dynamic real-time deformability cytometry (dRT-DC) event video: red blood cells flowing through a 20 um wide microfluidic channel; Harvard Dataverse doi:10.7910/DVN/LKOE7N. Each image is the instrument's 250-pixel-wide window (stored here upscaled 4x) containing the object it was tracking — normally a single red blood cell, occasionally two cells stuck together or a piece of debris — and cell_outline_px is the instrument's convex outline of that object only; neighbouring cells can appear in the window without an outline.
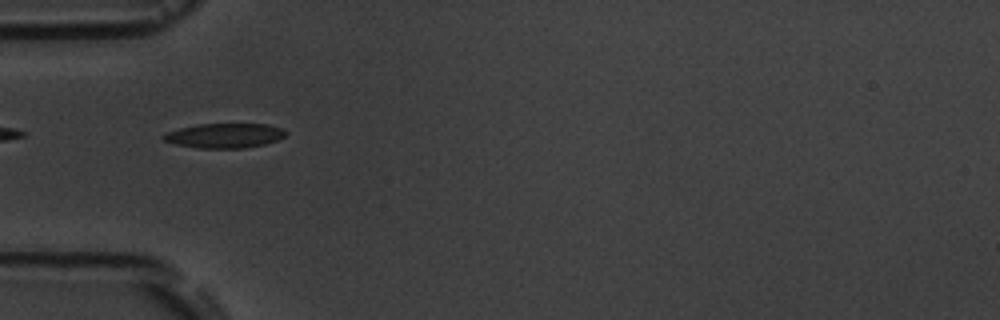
{"species": "common noctule bat (a hibernating species)", "species_latin": "Nyctalus noctula", "temperature_condition": "room temperature", "stored_images_in_passage": 10, "camera_frame_rate_fps": 3000, "um_per_image_px": 0.085, "animal": {"sex": "male", "body_mass_g": 19.5, "forearm_length_mm": 54.6}, "frame": {"image": 1, "passage_image": 6, "time_ms": 5.667, "image_size_px": [1000, 320], "cell_outline_px": [[288, 132], [284, 136], [276, 140], [264, 144], [244, 148], [196, 148], [176, 144], [164, 140], [160, 136], [168, 132], [180, 128], [196, 124], [268, 124], [280, 128]], "centroid_in_image_um": [19.07, 11.52], "position_along_channel_um": 65.9, "area_um2": 17.46}}
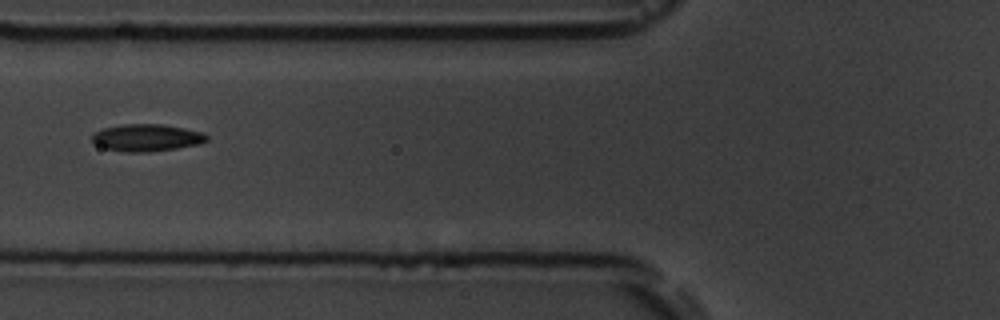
{"frame": {"image": 2, "passage_image": 7, "time_ms": 7.0, "image_size_px": [1000, 320], "cell_outline_px": [[208, 140], [200, 144], [176, 148], [148, 152], [128, 152], [104, 148], [96, 144], [92, 140], [92, 136], [96, 132], [104, 128], [124, 124], [164, 124], [204, 132], [208, 136]], "centroid_in_image_um": [12.51, 11.7], "position_along_channel_um": 113.3, "area_um2": 18.09}}
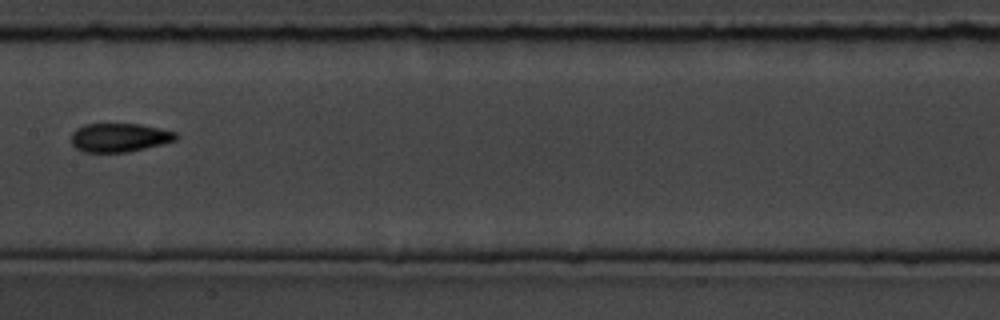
{"frame": {"image": 3, "passage_image": 9, "time_ms": 9.333, "image_size_px": [1000, 320], "cell_outline_px": [[180, 136], [176, 140], [128, 152], [84, 152], [76, 148], [72, 144], [72, 132], [76, 128], [84, 124], [140, 124], [176, 132]], "centroid_in_image_um": [10.14, 11.68], "position_along_channel_um": 197.3, "area_um2": 17.46}}